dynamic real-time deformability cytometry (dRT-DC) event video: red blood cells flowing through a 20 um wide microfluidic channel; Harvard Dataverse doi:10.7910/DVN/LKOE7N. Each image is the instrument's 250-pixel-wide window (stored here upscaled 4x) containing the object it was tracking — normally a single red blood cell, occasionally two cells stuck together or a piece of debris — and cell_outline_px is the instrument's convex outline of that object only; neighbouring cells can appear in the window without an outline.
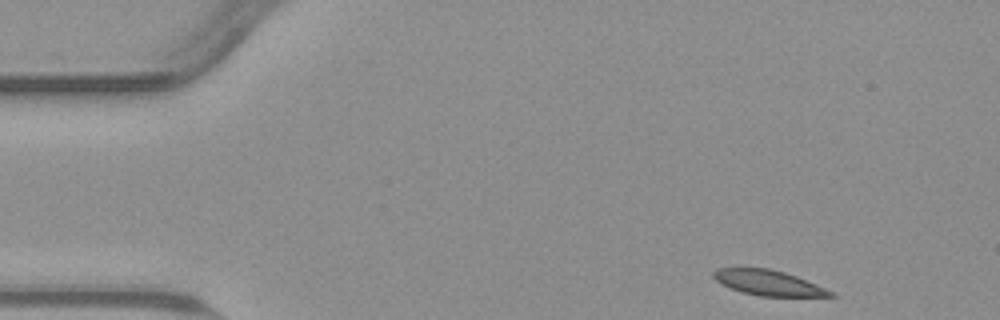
{"species": "common noctule bat (a hibernating species)", "species_latin": "Nyctalus noctula", "temperature_condition": "warm", "stored_images_in_passage": 50, "camera_frame_rate_fps": 3000, "um_per_image_px": 0.085, "animal": {"sex": "male", "body_mass_g": 23.1, "forearm_length_mm": 52.7}, "frame": {"image": 1, "passage_image": 1, "time_ms": 0.0, "image_size_px": [1000, 320], "cell_outline_px": [[836, 296], [760, 296], [740, 292], [728, 288], [720, 284], [712, 276], [712, 272], [716, 268], [772, 268], [796, 276], [816, 284], [832, 292]], "centroid_in_image_um": [65.23, 24.03], "position_along_channel_um": 19.8, "area_um2": 17.22}}
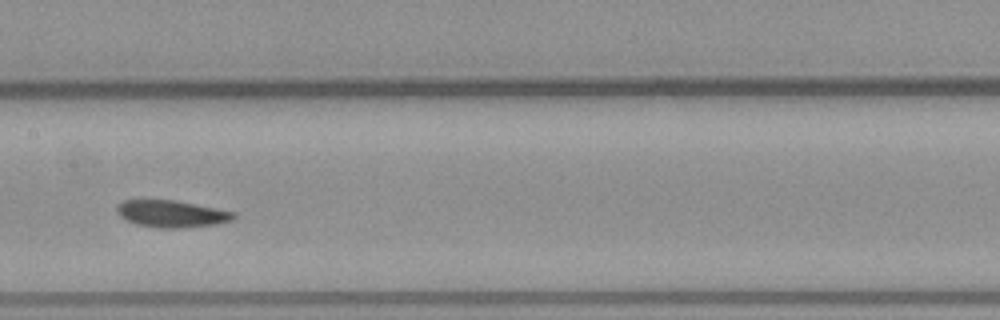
{"frame": {"image": 2, "passage_image": 22, "time_ms": 7.0, "image_size_px": [1000, 320], "cell_outline_px": [[236, 216], [232, 220], [216, 224], [180, 228], [156, 228], [136, 224], [120, 216], [116, 212], [116, 208], [124, 200], [172, 200], [216, 208], [236, 212]], "centroid_in_image_um": [14.59, 18.18], "position_along_channel_um": 192.8, "area_um2": 18.21}}
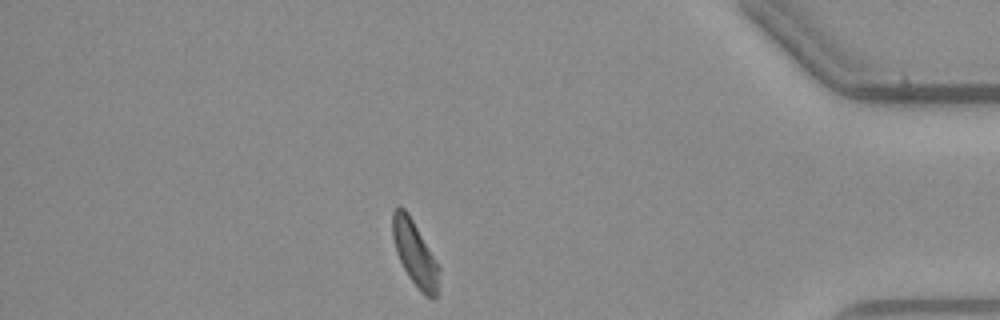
{"frame": {"image": 3, "passage_image": 42, "time_ms": 13.667, "image_size_px": [1000, 320], "cell_outline_px": [[440, 272], [436, 296], [432, 300], [424, 296], [420, 292], [408, 276], [396, 252], [392, 236], [392, 212], [400, 204], [408, 212], [436, 260], [440, 268]], "centroid_in_image_um": [35.26, 21.55], "position_along_channel_um": 399.9, "area_um2": 17.69}, "authors_computed_cell_mechanics": {"area_um2": 18.2937, "velocity_mm_per_s": 3.7553, "shape_relaxation_time_tau1_ms": null, "shape_relaxation_time_tau2_ms": 9.4017, "deformation_change_tau1": null, "deformation_change_tau2": 0.1606}}